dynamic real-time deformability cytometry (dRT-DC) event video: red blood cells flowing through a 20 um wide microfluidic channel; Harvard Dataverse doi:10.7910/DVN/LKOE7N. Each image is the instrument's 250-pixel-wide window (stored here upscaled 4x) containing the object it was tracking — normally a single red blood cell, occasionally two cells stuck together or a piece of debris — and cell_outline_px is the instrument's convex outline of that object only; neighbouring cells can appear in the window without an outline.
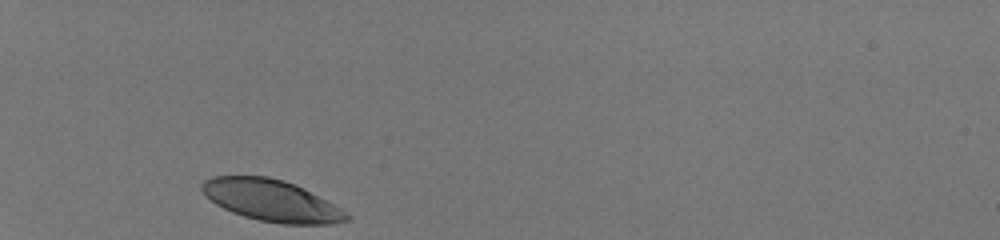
{"species": "human", "species_latin": "Homo sapiens", "temperature_condition": "room temperature", "stored_images_in_passage": 29, "camera_frame_rate_fps": 3000, "um_per_image_px": 0.085, "donor": {"sex": "male"}, "frame": {"image": 1, "passage_image": 1, "time_ms": 0.0, "image_size_px": [1000, 240], "cell_outline_px": [[352, 216], [348, 220], [332, 224], [280, 224], [260, 220], [244, 216], [232, 212], [216, 204], [204, 196], [200, 188], [200, 184], [204, 180], [212, 176], [268, 176], [284, 180], [348, 212]], "centroid_in_image_um": [23.02, 17.05], "position_along_channel_um": 62.0, "area_um2": 34.74}}
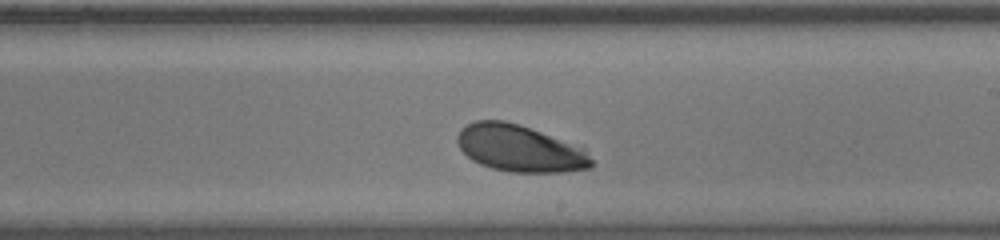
{"frame": {"image": 2, "passage_image": 17, "time_ms": 5.333, "image_size_px": [1000, 240], "cell_outline_px": [[596, 164], [592, 168], [564, 172], [508, 172], [492, 168], [480, 164], [472, 160], [460, 148], [456, 140], [460, 128], [476, 120], [504, 120], [520, 124], [584, 148]], "centroid_in_image_um": [44.19, 12.62], "position_along_channel_um": 244.8, "area_um2": 36.7}}
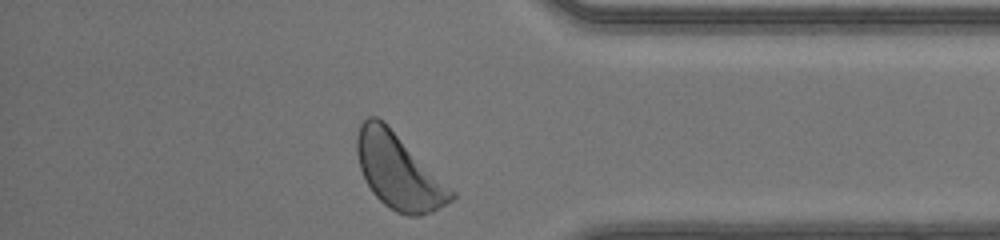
{"frame": {"image": 3, "passage_image": 29, "time_ms": 9.333, "image_size_px": [1000, 240], "cell_outline_px": [[456, 196], [452, 200], [432, 212], [420, 216], [408, 216], [396, 212], [384, 204], [372, 192], [360, 168], [356, 152], [356, 136], [360, 124], [368, 116], [376, 116], [384, 120], [456, 192]], "centroid_in_image_um": [33.88, 14.55], "position_along_channel_um": 401.3, "area_um2": 41.38}, "authors_computed_cell_mechanics": {"area_um2": 36.414, "velocity_mm_per_s": 4.0688, "shape_relaxation_time_tau1_ms": 2.635, "shape_relaxation_time_tau2_ms": null, "deformation_change_tau1": 0.146, "deformation_change_tau2": null}}